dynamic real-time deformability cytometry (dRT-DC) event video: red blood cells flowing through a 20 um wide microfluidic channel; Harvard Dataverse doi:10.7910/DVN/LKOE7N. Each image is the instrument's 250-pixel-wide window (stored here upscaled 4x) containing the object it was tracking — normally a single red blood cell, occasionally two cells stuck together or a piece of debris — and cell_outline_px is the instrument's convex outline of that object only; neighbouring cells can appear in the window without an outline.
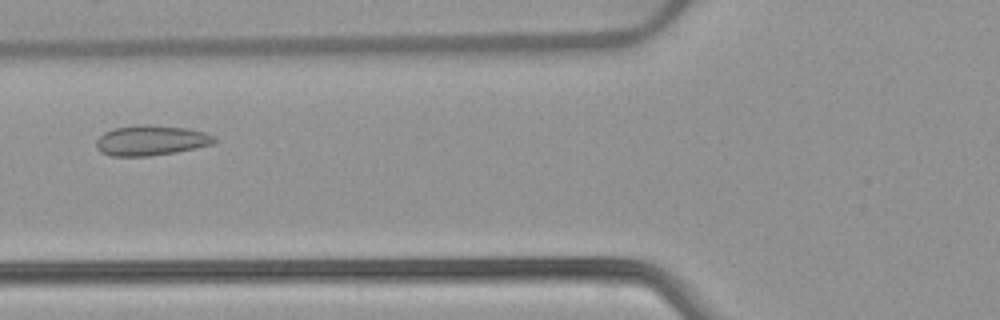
{"species": "common noctule bat (a hibernating species)", "species_latin": "Nyctalus noctula", "temperature_condition": "warm", "stored_images_in_passage": 48, "camera_frame_rate_fps": 3000, "um_per_image_px": 0.085, "animal": {"sex": "female", "body_mass_g": 22.7, "forearm_length_mm": 54.2}, "frame": {"image": 1, "passage_image": 16, "time_ms": 5.0, "image_size_px": [1000, 320], "cell_outline_px": [[216, 140], [212, 144], [196, 148], [176, 152], [148, 156], [108, 156], [100, 152], [96, 148], [96, 140], [104, 132], [116, 128], [144, 124], [148, 124], [188, 128], [204, 132], [216, 136]], "centroid_in_image_um": [12.83, 11.94], "position_along_channel_um": 113.0, "area_um2": 20.87}}
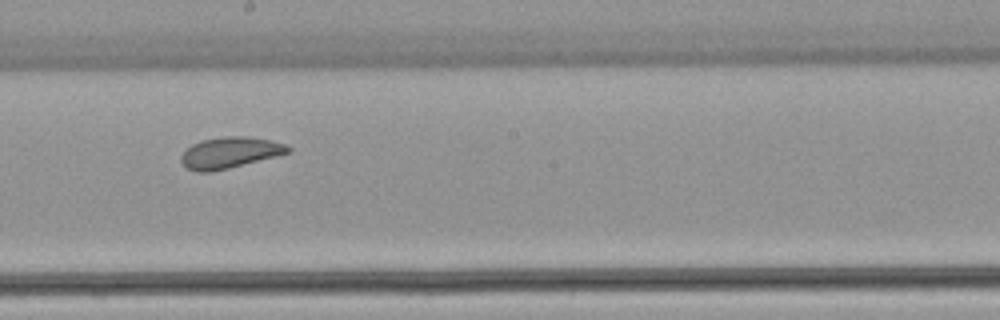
{"frame": {"image": 2, "passage_image": 25, "time_ms": 8.0, "image_size_px": [1000, 320], "cell_outline_px": [[292, 152], [212, 172], [196, 172], [188, 168], [180, 160], [180, 156], [192, 144], [204, 140], [224, 136], [248, 136], [272, 140], [284, 144], [292, 148]], "centroid_in_image_um": [19.56, 12.97], "position_along_channel_um": 228.6, "area_um2": 19.31}}
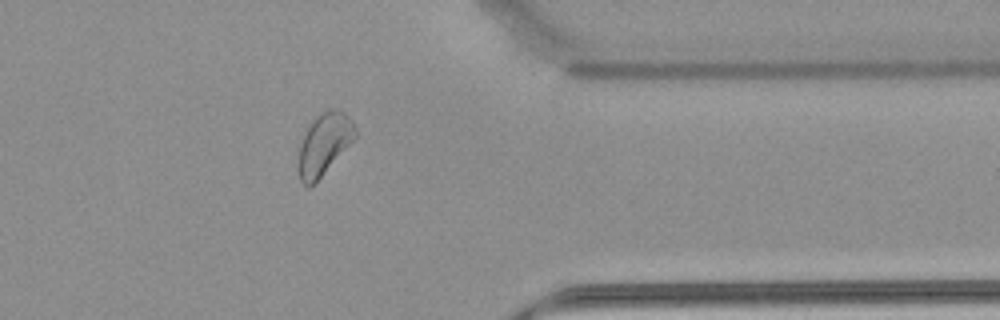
{"frame": {"image": 3, "passage_image": 38, "time_ms": 12.333, "image_size_px": [1000, 320], "cell_outline_px": [[356, 136], [320, 176], [308, 188], [300, 180], [296, 168], [300, 144], [304, 132], [308, 124], [316, 116], [328, 108], [340, 108], [352, 120], [356, 128]], "centroid_in_image_um": [27.5, 12.19], "position_along_channel_um": 383.9, "area_um2": 20.35}, "authors_computed_cell_mechanics": {"area_um2": 20.8947, "velocity_mm_per_s": 3.8652, "shape_relaxation_time_tau1_ms": 6.5774, "shape_relaxation_time_tau2_ms": 1.9104, "deformation_change_tau1": 0.1019, "deformation_change_tau2": 0.0642}}